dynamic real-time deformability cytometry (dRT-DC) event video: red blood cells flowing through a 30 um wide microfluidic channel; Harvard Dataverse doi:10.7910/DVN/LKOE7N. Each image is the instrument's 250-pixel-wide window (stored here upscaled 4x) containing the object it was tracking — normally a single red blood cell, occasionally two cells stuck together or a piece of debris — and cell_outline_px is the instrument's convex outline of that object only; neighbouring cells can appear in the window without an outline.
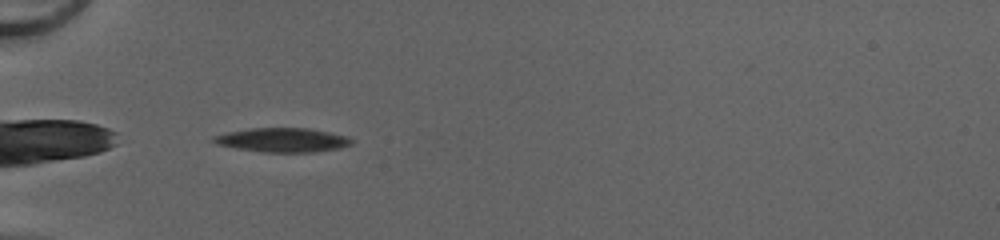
{"species": "common noctule bat (a hibernating species)", "species_latin": "Nyctalus noctula", "temperature_condition": "cold", "stored_images_in_passage": 35, "camera_frame_rate_fps": 3000, "um_per_image_px": 0.085, "animal": {"sex": "female", "body_mass_g": 20.0, "forearm_length_mm": 54.0}, "frame": {"image": 1, "passage_image": 1, "time_ms": 0.0, "image_size_px": [1000, 240], "cell_outline_px": [[356, 140], [352, 144], [340, 148], [312, 152], [260, 152], [236, 148], [216, 144], [212, 140], [212, 136], [228, 132], [252, 128], [308, 128], [348, 136]], "centroid_in_image_um": [24.04, 11.9], "position_along_channel_um": 61.0, "area_um2": 19.48}}
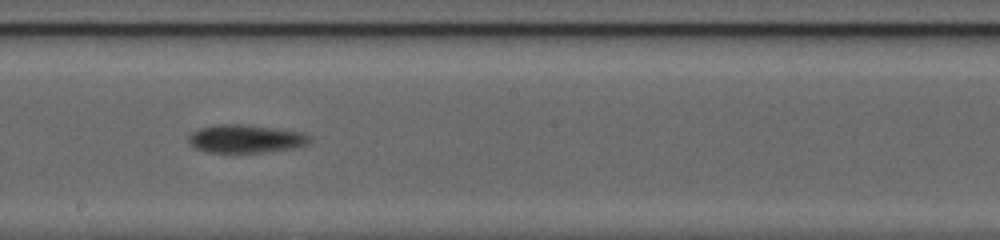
{"frame": {"image": 2, "passage_image": 14, "time_ms": 4.333, "image_size_px": [1000, 240], "cell_outline_px": [[312, 140], [308, 144], [292, 148], [264, 152], [204, 152], [196, 148], [188, 140], [188, 136], [192, 132], [200, 128], [220, 124], [240, 124], [272, 128], [300, 132], [312, 136]], "centroid_in_image_um": [20.89, 11.8], "position_along_channel_um": 227.3, "area_um2": 19.65}}
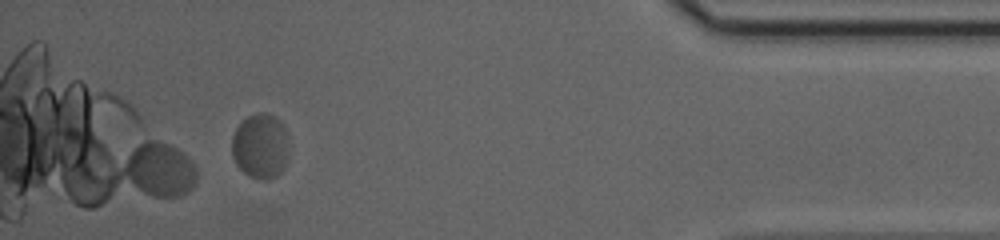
{"frame": {"image": 3, "passage_image": 31, "time_ms": 10.0, "image_size_px": [1000, 240], "cell_outline_px": [[288, 156], [284, 168], [276, 176], [268, 180], [256, 180], [248, 176], [236, 164], [232, 156], [232, 136], [236, 128], [248, 116], [260, 112], [264, 112], [276, 116], [284, 128]], "centroid_in_image_um": [22.12, 12.45], "position_along_channel_um": 413.1, "area_um2": 21.62}}